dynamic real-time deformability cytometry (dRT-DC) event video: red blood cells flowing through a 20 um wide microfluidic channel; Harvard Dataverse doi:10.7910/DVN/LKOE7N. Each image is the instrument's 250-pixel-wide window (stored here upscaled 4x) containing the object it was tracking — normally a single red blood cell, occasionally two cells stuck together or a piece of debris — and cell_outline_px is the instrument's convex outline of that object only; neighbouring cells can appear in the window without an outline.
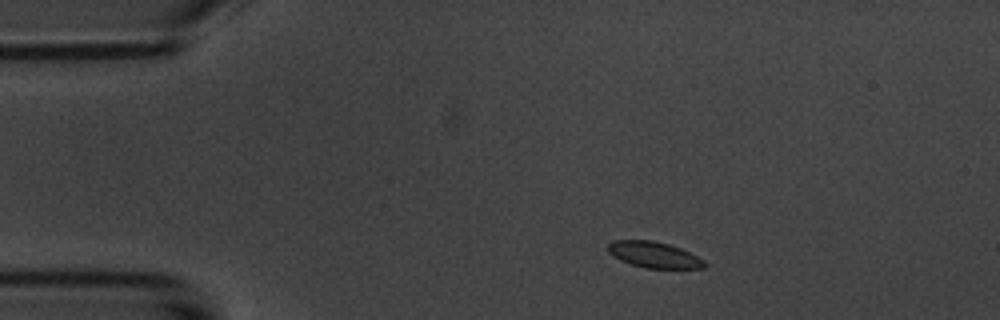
{"species": "common noctule bat (a hibernating species)", "species_latin": "Nyctalus noctula", "temperature_condition": "room temperature", "stored_images_in_passage": 4, "camera_frame_rate_fps": 3000, "um_per_image_px": 0.085, "animal": {"sex": "male", "body_mass_g": 20.1, "forearm_length_mm": 53.5}, "frame": {"image": 1, "passage_image": 1, "time_ms": 0.0, "image_size_px": [1000, 320], "cell_outline_px": [[708, 264], [704, 268], [644, 268], [620, 260], [612, 256], [608, 252], [608, 244], [612, 240], [652, 240], [668, 244], [680, 248], [704, 260]], "centroid_in_image_um": [55.57, 21.65], "position_along_channel_um": 29.4, "area_um2": 14.62}}
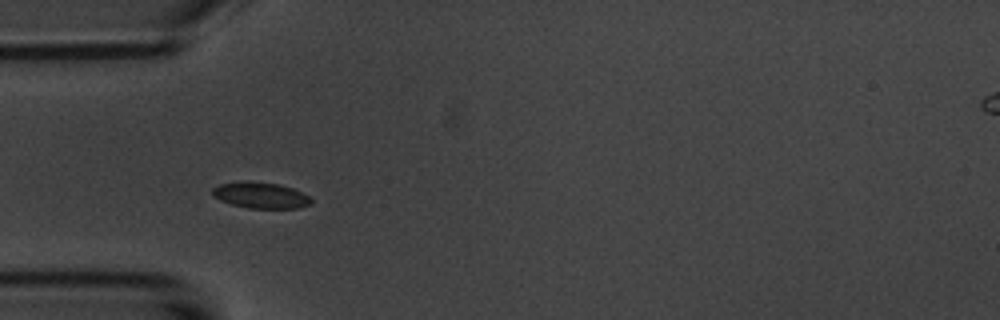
{"frame": {"image": 2, "passage_image": 3, "time_ms": 2.333, "image_size_px": [1000, 320], "cell_outline_px": [[312, 204], [300, 208], [248, 208], [232, 204], [220, 200], [212, 196], [212, 188], [220, 184], [280, 184], [292, 188], [308, 196], [312, 200]], "centroid_in_image_um": [22.2, 16.66], "position_along_channel_um": 62.8, "area_um2": 14.22}}